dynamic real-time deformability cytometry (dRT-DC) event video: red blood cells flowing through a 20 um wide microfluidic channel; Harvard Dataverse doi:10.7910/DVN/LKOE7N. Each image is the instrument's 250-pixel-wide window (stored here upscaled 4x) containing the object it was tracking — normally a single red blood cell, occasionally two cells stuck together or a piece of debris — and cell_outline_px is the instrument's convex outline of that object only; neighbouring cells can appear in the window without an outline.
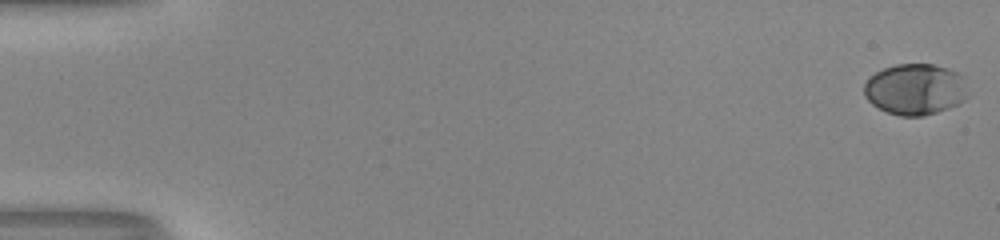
{"species": "human", "species_latin": "Homo sapiens", "temperature_condition": "room temperature", "stored_images_in_passage": 53, "camera_frame_rate_fps": 3000, "um_per_image_px": 0.085, "donor": {"sex": "male"}, "frame": {"image": 1, "passage_image": 1, "time_ms": 0.0, "image_size_px": [1000, 240], "cell_outline_px": [[968, 96], [964, 100], [948, 108], [924, 116], [900, 116], [888, 112], [872, 104], [864, 96], [864, 84], [868, 76], [884, 68], [896, 64], [932, 64], [948, 68], [956, 72], [960, 76]], "centroid_in_image_um": [77.74, 7.59], "position_along_channel_um": 7.3, "area_um2": 30.75}}
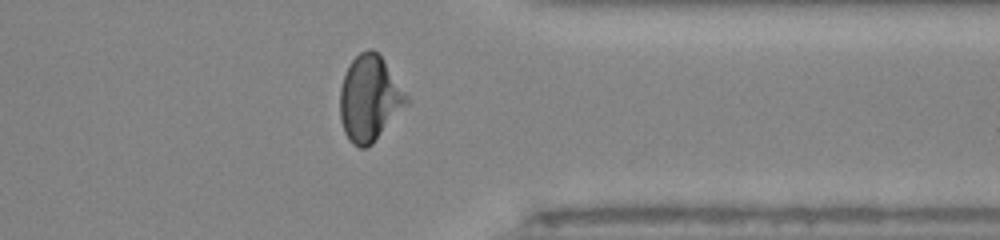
{"frame": {"image": 2, "passage_image": 43, "time_ms": 14.0, "image_size_px": [1000, 240], "cell_outline_px": [[408, 104], [372, 144], [364, 148], [360, 148], [352, 144], [348, 140], [344, 132], [340, 120], [340, 88], [348, 64], [360, 52], [368, 48], [372, 48], [384, 60], [408, 96]], "centroid_in_image_um": [31.39, 8.38], "position_along_channel_um": 380.0, "area_um2": 33.18}}
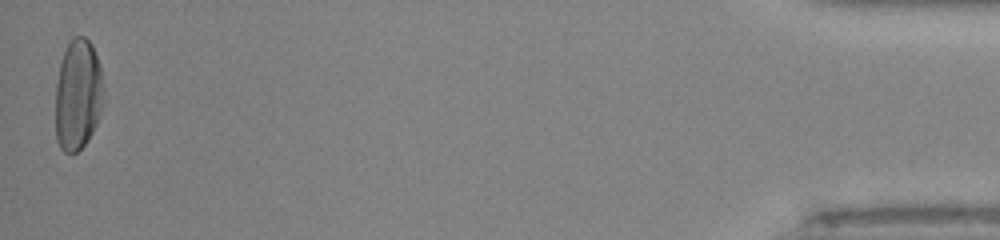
{"frame": {"image": 3, "passage_image": 53, "time_ms": 17.333, "image_size_px": [1000, 240], "cell_outline_px": [[104, 100], [96, 124], [88, 140], [76, 152], [64, 152], [60, 148], [56, 140], [56, 84], [60, 64], [64, 52], [72, 36], [84, 36], [92, 44], [100, 64]], "centroid_in_image_um": [6.62, 8.04], "position_along_channel_um": 428.6, "area_um2": 31.15}, "authors_computed_cell_mechanics": {"area_um2": 30.8074, "velocity_mm_per_s": 4.0622, "shape_relaxation_time_tau1_ms": 4.0094, "shape_relaxation_time_tau2_ms": null, "deformation_change_tau1": 0.1978, "deformation_change_tau2": null}}